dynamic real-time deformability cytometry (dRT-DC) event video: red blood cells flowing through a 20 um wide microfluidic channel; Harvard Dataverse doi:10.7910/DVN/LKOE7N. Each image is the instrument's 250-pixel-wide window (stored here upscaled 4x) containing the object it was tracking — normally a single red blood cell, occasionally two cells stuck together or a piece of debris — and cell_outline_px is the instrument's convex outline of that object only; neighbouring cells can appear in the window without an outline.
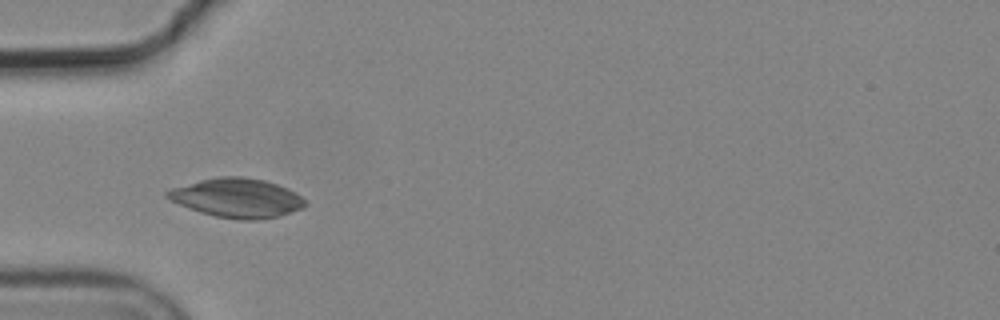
{"species": "common noctule bat (a hibernating species)", "species_latin": "Nyctalus noctula", "temperature_condition": "cold", "stored_images_in_passage": 9, "camera_frame_rate_fps": 3000, "um_per_image_px": 0.085, "animal": {"sex": "male", "body_mass_g": 19.2, "forearm_length_mm": 51.8}, "frame": {"image": 1, "passage_image": 3, "time_ms": 0.667, "image_size_px": [1000, 320], "cell_outline_px": [[308, 204], [304, 208], [280, 216], [256, 220], [244, 220], [216, 216], [200, 212], [188, 208], [168, 200], [164, 196], [164, 192], [172, 188], [200, 180], [220, 176], [244, 176], [264, 180], [288, 188], [300, 196]], "centroid_in_image_um": [20.14, 16.82], "position_along_channel_um": 64.9, "area_um2": 31.56}}
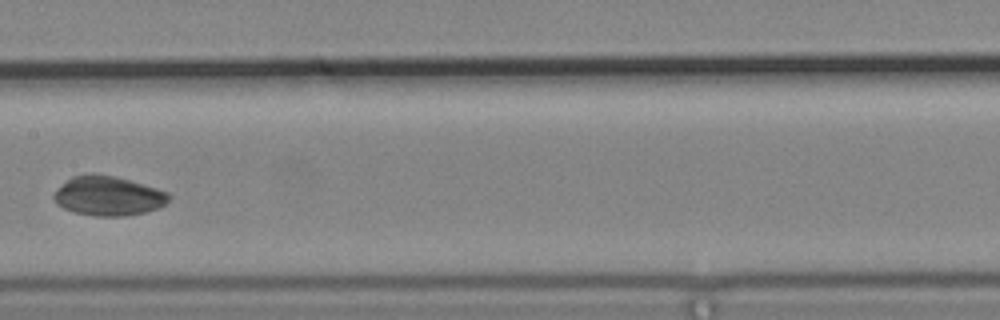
{"frame": {"image": 2, "passage_image": 6, "time_ms": 1.667, "image_size_px": [1000, 320], "cell_outline_px": [[172, 196], [160, 208], [144, 212], [124, 216], [96, 216], [72, 212], [56, 204], [52, 196], [72, 176], [88, 172], [92, 172], [116, 176], [156, 188], [168, 192]], "centroid_in_image_um": [9.2, 16.64], "position_along_channel_um": 198.2, "area_um2": 26.53}}
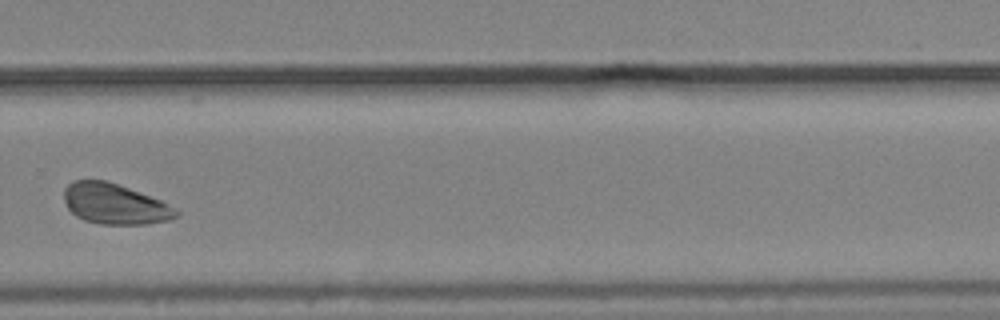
{"frame": {"image": 3, "passage_image": 9, "time_ms": 2.667, "image_size_px": [1000, 320], "cell_outline_px": [[180, 212], [172, 220], [144, 224], [104, 224], [84, 220], [76, 216], [68, 208], [64, 200], [64, 188], [72, 180], [108, 180], [160, 200], [176, 208]], "centroid_in_image_um": [9.75, 17.33], "position_along_channel_um": 320.0, "area_um2": 26.47}}